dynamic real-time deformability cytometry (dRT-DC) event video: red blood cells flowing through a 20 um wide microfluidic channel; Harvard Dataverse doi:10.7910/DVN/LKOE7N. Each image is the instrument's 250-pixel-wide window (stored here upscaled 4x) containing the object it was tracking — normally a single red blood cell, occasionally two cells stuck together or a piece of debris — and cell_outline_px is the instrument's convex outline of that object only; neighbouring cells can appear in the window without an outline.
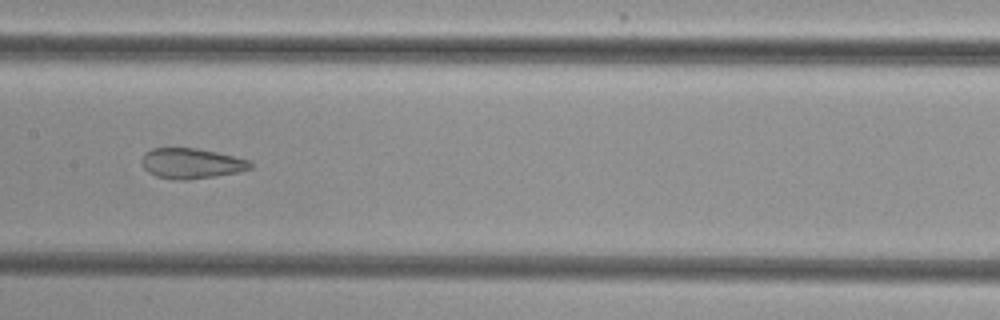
{"species": "common noctule bat (a hibernating species)", "species_latin": "Nyctalus noctula", "temperature_condition": "cold", "stored_images_in_passage": 11, "segment_of_instrument_passage": [1, 2], "camera_frame_rate_fps": 3000, "um_per_image_px": 0.085, "animal": {"sex": "female", "body_mass_g": 29.2, "forearm_length_mm": 56.3}, "frame": {"image": 1, "passage_image": 8, "time_ms": 8.333, "image_size_px": [1000, 320], "cell_outline_px": [[252, 168], [236, 172], [216, 176], [188, 180], [172, 180], [156, 176], [148, 172], [144, 168], [140, 160], [144, 152], [152, 148], [196, 148], [216, 152], [248, 160], [252, 164]], "centroid_in_image_um": [16.2, 13.89], "position_along_channel_um": 191.2, "area_um2": 19.25}}
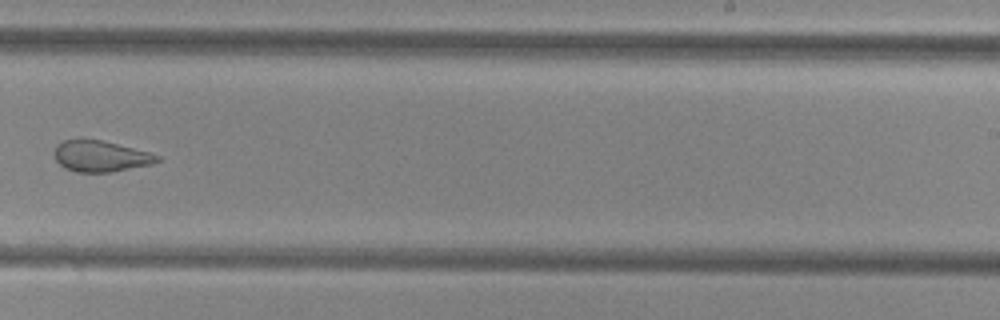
{"frame": {"image": 2, "passage_image": 10, "time_ms": 10.667, "image_size_px": [1000, 320], "cell_outline_px": [[160, 160], [152, 164], [112, 172], [76, 172], [64, 168], [56, 160], [56, 144], [64, 140], [100, 140], [148, 152], [160, 156]], "centroid_in_image_um": [8.55, 13.3], "position_along_channel_um": 280.4, "area_um2": 18.26}}